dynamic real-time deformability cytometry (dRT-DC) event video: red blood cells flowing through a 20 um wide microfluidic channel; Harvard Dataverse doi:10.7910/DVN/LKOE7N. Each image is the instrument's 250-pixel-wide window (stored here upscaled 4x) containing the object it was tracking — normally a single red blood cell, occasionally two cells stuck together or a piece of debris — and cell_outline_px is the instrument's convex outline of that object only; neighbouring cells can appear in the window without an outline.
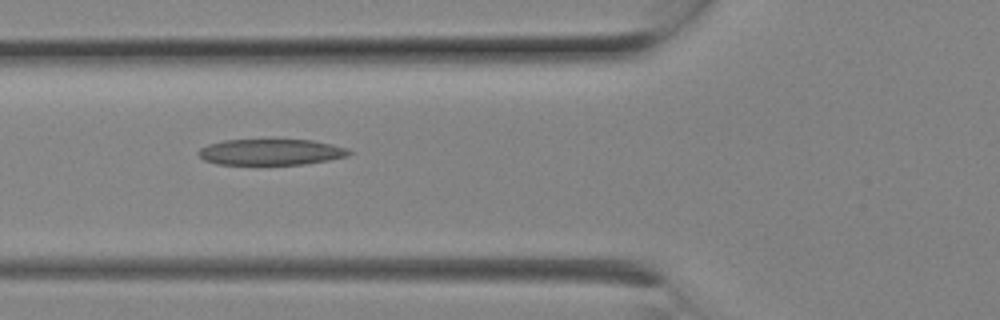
{"species": "Egyptian fruit bat (a non-hibernating species)", "species_latin": "Rousettus aegyptiacus", "temperature_condition": "room temperature", "stored_images_in_passage": 3, "camera_frame_rate_fps": 3000, "um_per_image_px": 0.085, "animal": {"sex": "female"}, "frame": {"image": 1, "passage_image": 2, "time_ms": 0.333, "image_size_px": [1000, 320], "cell_outline_px": [[352, 152], [348, 156], [328, 160], [304, 164], [216, 164], [204, 160], [196, 152], [200, 148], [208, 144], [224, 140], [312, 140], [332, 144], [348, 148]], "centroid_in_image_um": [23.02, 12.92], "position_along_channel_um": 102.8, "area_um2": 22.77}}
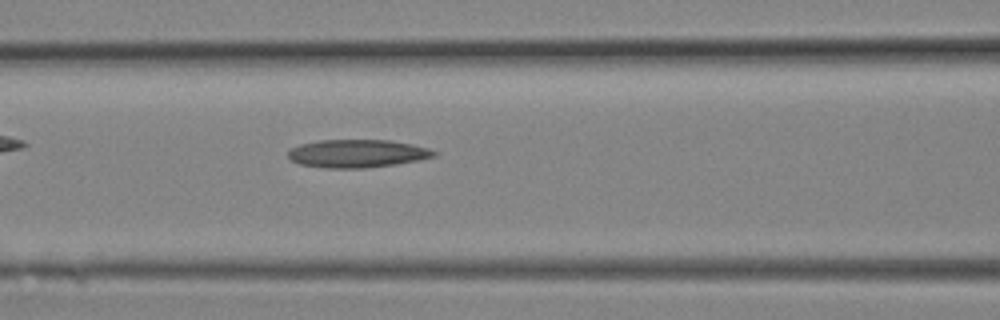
{"frame": {"image": 2, "passage_image": 3, "time_ms": 0.667, "image_size_px": [1000, 320], "cell_outline_px": [[440, 152], [436, 156], [396, 164], [364, 168], [324, 168], [300, 164], [292, 160], [288, 156], [288, 148], [300, 144], [320, 140], [388, 140], [412, 144], [428, 148]], "centroid_in_image_um": [30.36, 13.04], "position_along_channel_um": 136.2, "area_um2": 23.87}}